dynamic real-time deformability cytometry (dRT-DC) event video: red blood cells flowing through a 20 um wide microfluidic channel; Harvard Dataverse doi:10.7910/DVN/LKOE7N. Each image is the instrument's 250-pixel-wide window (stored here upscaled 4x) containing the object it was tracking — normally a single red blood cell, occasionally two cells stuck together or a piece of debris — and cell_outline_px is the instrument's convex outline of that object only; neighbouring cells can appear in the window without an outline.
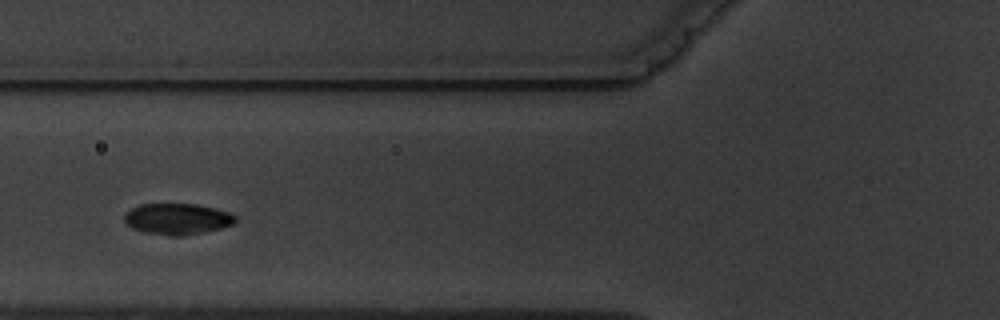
{"species": "common noctule bat (a hibernating species)", "species_latin": "Nyctalus noctula", "temperature_condition": "warm", "stored_images_in_passage": 5, "camera_frame_rate_fps": 3000, "um_per_image_px": 0.085, "animal": {"sex": "male", "body_mass_g": 19.5, "forearm_length_mm": 54.6}, "frame": {"image": 1, "passage_image": 4, "time_ms": 3.333, "image_size_px": [1000, 320], "cell_outline_px": [[236, 220], [232, 224], [220, 228], [204, 232], [184, 236], [168, 236], [144, 232], [132, 228], [124, 220], [124, 212], [140, 204], [196, 204], [216, 208], [228, 212], [236, 216]], "centroid_in_image_um": [15.05, 18.61], "position_along_channel_um": 110.7, "area_um2": 20.23}}
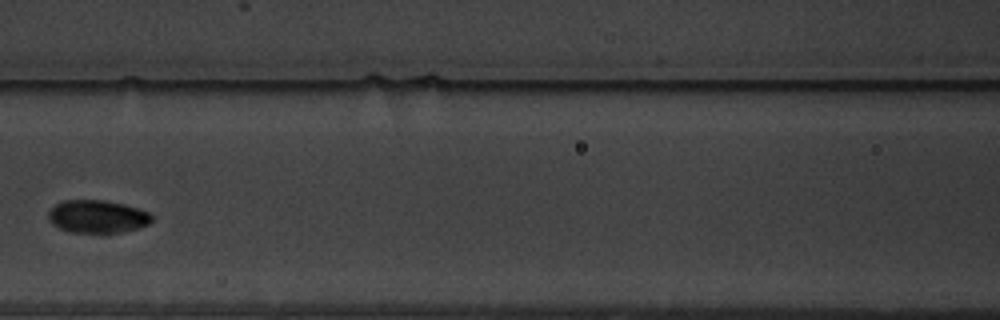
{"frame": {"image": 2, "passage_image": 5, "time_ms": 4.667, "image_size_px": [1000, 320], "cell_outline_px": [[152, 220], [148, 224], [140, 228], [120, 232], [68, 232], [52, 224], [48, 220], [48, 212], [56, 204], [64, 200], [104, 200], [124, 204], [148, 212], [152, 216]], "centroid_in_image_um": [8.26, 18.4], "position_along_channel_um": 158.3, "area_um2": 19.71}}